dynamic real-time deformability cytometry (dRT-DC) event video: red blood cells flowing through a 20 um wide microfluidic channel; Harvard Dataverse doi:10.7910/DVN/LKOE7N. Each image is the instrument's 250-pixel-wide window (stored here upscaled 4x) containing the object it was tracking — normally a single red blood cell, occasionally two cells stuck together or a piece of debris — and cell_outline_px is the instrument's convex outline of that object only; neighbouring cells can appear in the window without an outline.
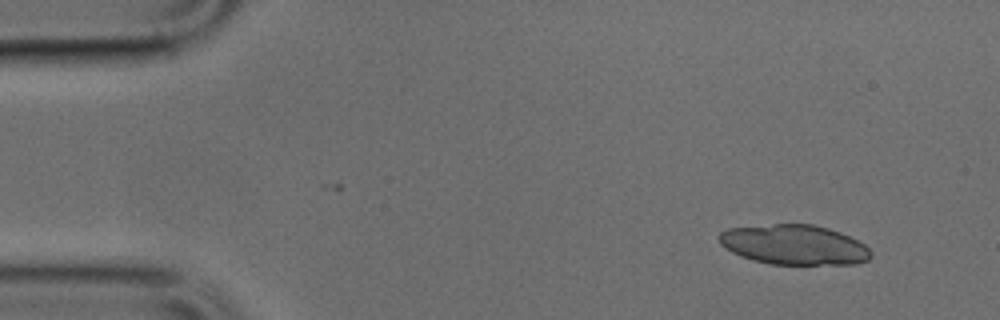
{"species": "common noctule bat (a hibernating species)", "species_latin": "Nyctalus noctula", "temperature_condition": "cold", "stored_images_in_passage": 13, "camera_frame_rate_fps": 3000, "um_per_image_px": 0.085, "animal": {"sex": "male", "body_mass_g": 17.9, "forearm_length_mm": 54.2}, "frame": {"image": 1, "passage_image": 4, "time_ms": 1.0, "image_size_px": [1000, 320], "cell_outline_px": [[872, 256], [868, 260], [856, 264], [772, 264], [752, 260], [740, 256], [732, 252], [720, 244], [720, 232], [728, 228], [772, 224], [812, 224], [828, 228], [840, 232], [864, 244], [872, 252]], "centroid_in_image_um": [67.51, 20.8], "position_along_channel_um": 17.5, "area_um2": 35.26}}